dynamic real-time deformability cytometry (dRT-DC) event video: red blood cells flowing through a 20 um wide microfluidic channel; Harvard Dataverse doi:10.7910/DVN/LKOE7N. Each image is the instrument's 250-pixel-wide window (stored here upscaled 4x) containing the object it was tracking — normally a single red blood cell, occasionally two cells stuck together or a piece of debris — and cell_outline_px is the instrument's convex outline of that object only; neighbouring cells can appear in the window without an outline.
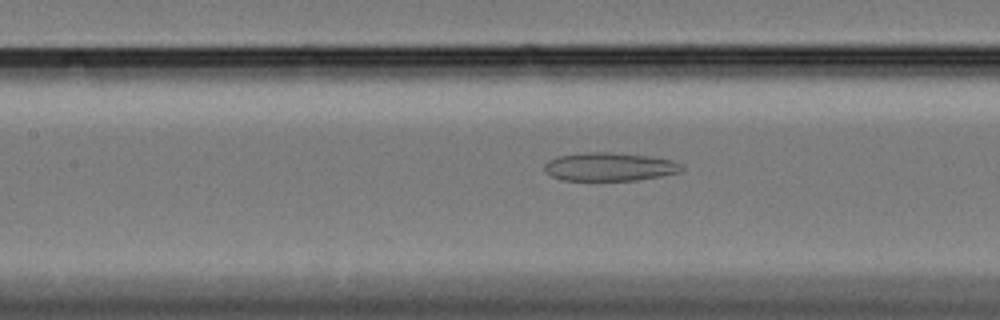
{"species": "Egyptian fruit bat (a non-hibernating species)", "species_latin": "Rousettus aegyptiacus", "temperature_condition": "cold", "stored_images_in_passage": 54, "camera_frame_rate_fps": 3000, "um_per_image_px": 0.085, "animal": {"sex": "female"}, "frame": {"image": 1, "passage_image": 23, "time_ms": 7.333, "image_size_px": [1000, 320], "cell_outline_px": [[684, 172], [636, 180], [564, 180], [552, 176], [544, 168], [544, 164], [548, 160], [556, 156], [584, 152], [608, 152], [652, 156], [672, 160], [680, 164], [684, 168]], "centroid_in_image_um": [51.84, 14.16], "position_along_channel_um": 155.6, "area_um2": 22.77}}
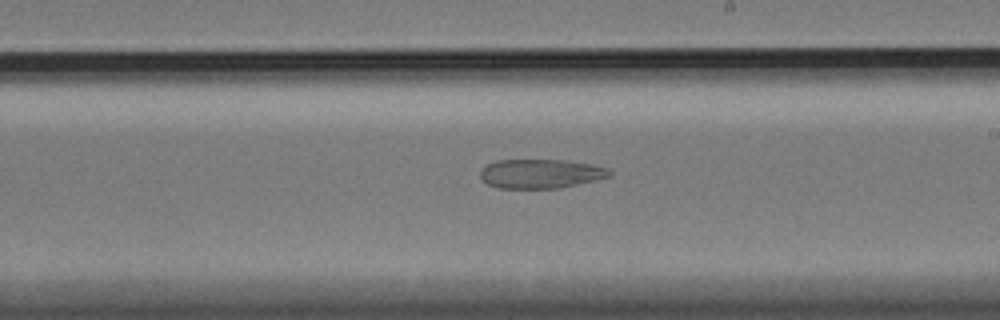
{"frame": {"image": 2, "passage_image": 31, "time_ms": 10.0, "image_size_px": [1000, 320], "cell_outline_px": [[612, 176], [596, 180], [560, 188], [500, 188], [488, 184], [480, 176], [480, 172], [488, 164], [496, 160], [564, 160], [592, 164], [608, 168], [612, 172]], "centroid_in_image_um": [46.0, 14.76], "position_along_channel_um": 243.0, "area_um2": 21.91}}
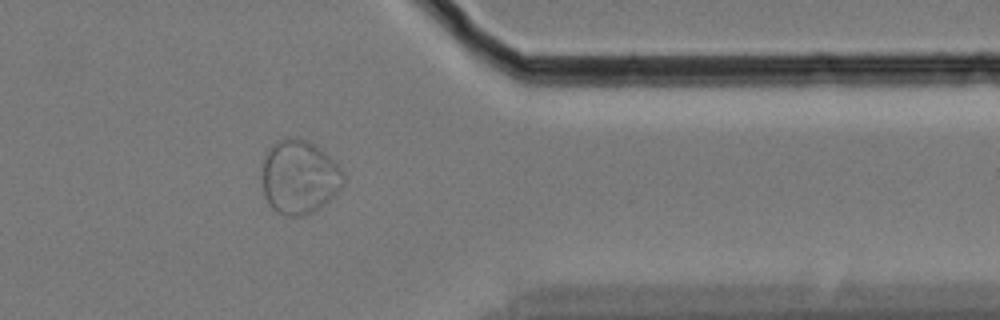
{"frame": {"image": 3, "passage_image": 45, "time_ms": 14.667, "image_size_px": [1000, 320], "cell_outline_px": [[344, 184], [320, 208], [304, 216], [284, 216], [276, 212], [268, 204], [264, 196], [260, 180], [260, 164], [268, 148], [276, 140], [288, 136], [300, 136], [316, 144], [344, 172]], "centroid_in_image_um": [25.36, 15.02], "position_along_channel_um": 386.0, "area_um2": 36.07}}